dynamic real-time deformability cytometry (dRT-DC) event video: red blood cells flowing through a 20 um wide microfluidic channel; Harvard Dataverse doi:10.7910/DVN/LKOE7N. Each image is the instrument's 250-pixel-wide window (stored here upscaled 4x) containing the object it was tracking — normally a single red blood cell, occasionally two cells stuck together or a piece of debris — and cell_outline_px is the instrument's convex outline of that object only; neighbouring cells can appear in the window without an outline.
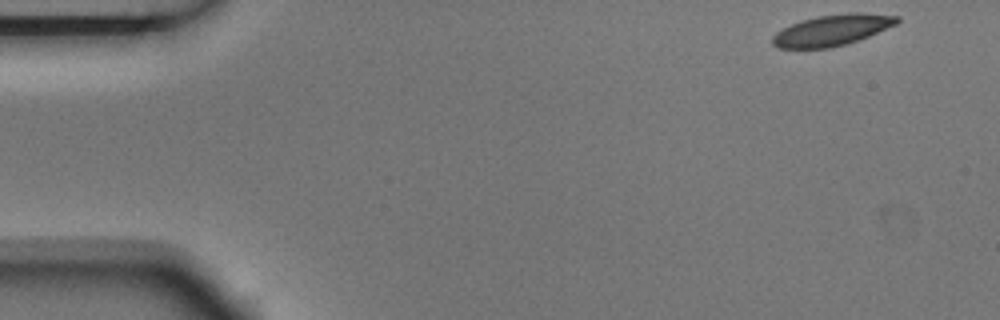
{"species": "Egyptian fruit bat (a non-hibernating species)", "species_latin": "Rousettus aegyptiacus", "temperature_condition": "room temperature", "stored_images_in_passage": 5, "camera_frame_rate_fps": 3000, "um_per_image_px": 0.085, "animal": {"sex": "male"}, "frame": {"image": 1, "passage_image": 1, "time_ms": 0.0, "image_size_px": [1000, 320], "cell_outline_px": [[900, 20], [896, 24], [868, 36], [844, 44], [828, 48], [776, 48], [772, 44], [772, 36], [776, 32], [792, 24], [804, 20], [820, 16], [848, 12], [856, 12], [900, 16]], "centroid_in_image_um": [70.72, 2.56], "position_along_channel_um": 14.3, "area_um2": 22.14}}
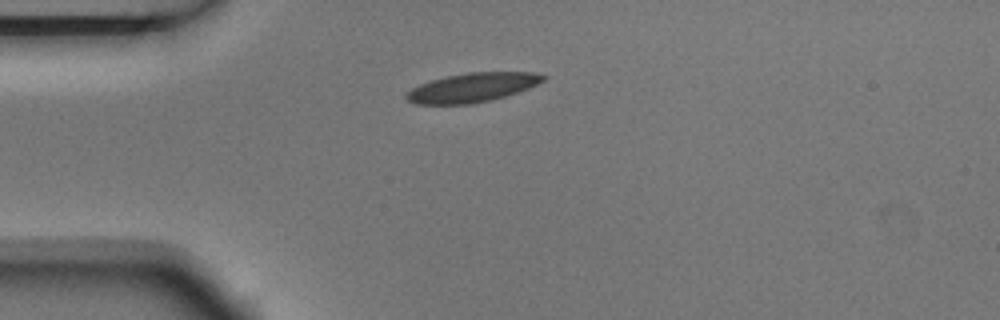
{"frame": {"image": 2, "passage_image": 4, "time_ms": 1.0, "image_size_px": [1000, 320], "cell_outline_px": [[548, 76], [544, 80], [528, 88], [492, 100], [472, 104], [416, 104], [408, 100], [404, 96], [412, 88], [420, 84], [444, 76], [468, 72], [532, 72]], "centroid_in_image_um": [40.13, 7.43], "position_along_channel_um": 44.9, "area_um2": 23.12}}
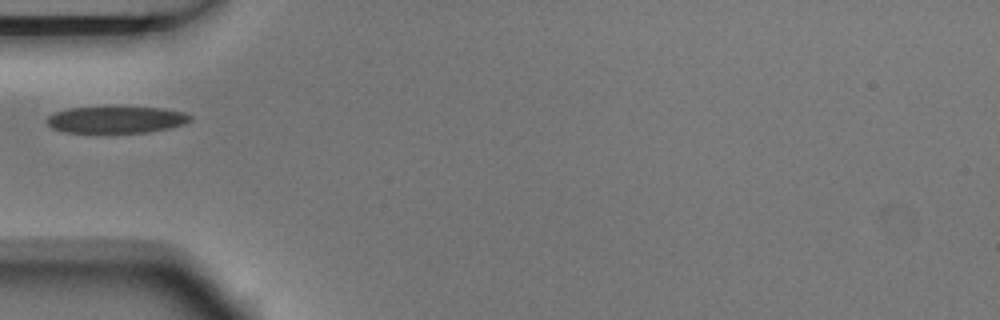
{"frame": {"image": 3, "passage_image": 5, "time_ms": 1.333, "image_size_px": [1000, 320], "cell_outline_px": [[192, 120], [184, 124], [168, 128], [148, 132], [64, 132], [52, 128], [44, 120], [48, 116], [56, 112], [68, 108], [164, 108], [184, 112], [192, 116]], "centroid_in_image_um": [9.88, 10.18], "position_along_channel_um": 75.1, "area_um2": 22.02}}